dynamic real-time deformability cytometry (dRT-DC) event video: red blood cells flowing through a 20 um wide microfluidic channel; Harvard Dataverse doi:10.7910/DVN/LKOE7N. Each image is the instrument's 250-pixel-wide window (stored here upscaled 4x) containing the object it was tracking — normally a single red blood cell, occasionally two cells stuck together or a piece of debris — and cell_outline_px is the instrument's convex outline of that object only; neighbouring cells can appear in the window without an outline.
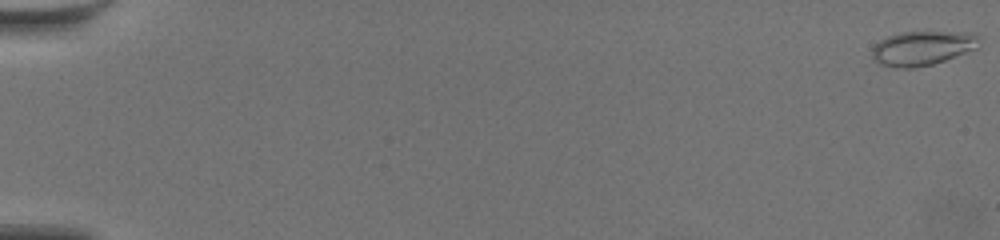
{"species": "common noctule bat (a hibernating species)", "species_latin": "Nyctalus noctula", "temperature_condition": "warm", "stored_images_in_passage": 13, "camera_frame_rate_fps": 3000, "um_per_image_px": 0.085, "animal": {"sex": "female", "body_mass_g": 19.5, "forearm_length_mm": 54.1}, "frame": {"image": 1, "passage_image": 1, "time_ms": 0.0, "image_size_px": [1000, 240], "cell_outline_px": [[976, 48], [944, 60], [932, 64], [912, 68], [896, 68], [880, 64], [872, 60], [872, 48], [880, 40], [888, 36], [900, 32], [976, 32]], "centroid_in_image_um": [78.33, 4.09], "position_along_channel_um": 6.7, "area_um2": 21.21}}